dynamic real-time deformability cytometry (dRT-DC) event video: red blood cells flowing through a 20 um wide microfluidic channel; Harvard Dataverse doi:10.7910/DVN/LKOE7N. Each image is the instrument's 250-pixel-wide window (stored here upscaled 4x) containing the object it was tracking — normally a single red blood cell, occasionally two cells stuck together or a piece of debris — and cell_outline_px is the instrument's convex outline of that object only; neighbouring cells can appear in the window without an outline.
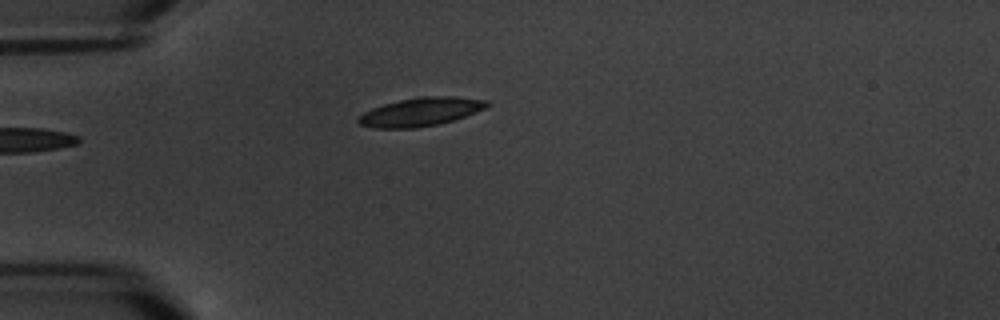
{"species": "common noctule bat (a hibernating species)", "species_latin": "Nyctalus noctula", "temperature_condition": "warm", "stored_images_in_passage": 3, "camera_frame_rate_fps": 3000, "um_per_image_px": 0.085, "animal": {"sex": "male", "body_mass_g": 20.1, "forearm_length_mm": 53.5}, "frame": {"image": 1, "passage_image": 3, "time_ms": 3.333, "image_size_px": [1000, 320], "cell_outline_px": [[492, 104], [476, 112], [452, 120], [436, 124], [416, 128], [376, 128], [360, 124], [356, 120], [364, 112], [372, 108], [384, 104], [400, 100], [420, 96], [456, 96], [488, 100]], "centroid_in_image_um": [35.78, 9.49], "position_along_channel_um": 49.2, "area_um2": 21.21}}